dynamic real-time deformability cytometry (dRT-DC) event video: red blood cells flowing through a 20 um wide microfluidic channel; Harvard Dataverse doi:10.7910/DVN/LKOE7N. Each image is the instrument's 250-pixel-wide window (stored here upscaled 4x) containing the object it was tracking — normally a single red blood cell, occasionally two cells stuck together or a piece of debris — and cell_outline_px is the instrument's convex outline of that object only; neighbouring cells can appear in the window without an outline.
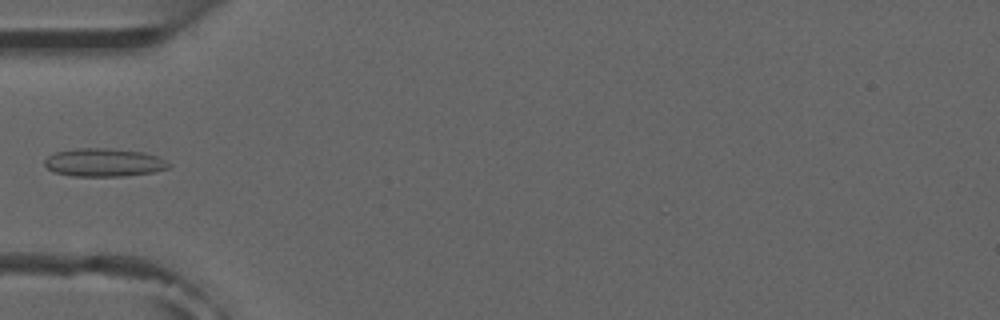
{"species": "common noctule bat (a hibernating species)", "species_latin": "Nyctalus noctula", "temperature_condition": "room temperature", "stored_images_in_passage": 6, "camera_frame_rate_fps": 3000, "um_per_image_px": 0.085, "animal": {"sex": "male", "forearm_length_mm": 52.5}, "frame": {"image": 1, "passage_image": 5, "time_ms": 4.667, "image_size_px": [1000, 320], "cell_outline_px": [[172, 164], [168, 168], [152, 172], [124, 176], [72, 176], [56, 172], [48, 168], [44, 164], [44, 160], [48, 156], [56, 152], [76, 148], [108, 148], [144, 152], [156, 156]], "centroid_in_image_um": [8.83, 13.81], "position_along_channel_um": 76.2, "area_um2": 20.29}}
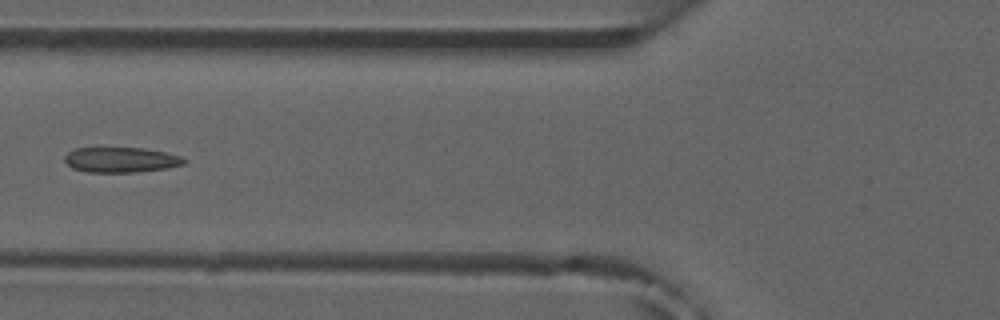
{"frame": {"image": 2, "passage_image": 6, "time_ms": 5.667, "image_size_px": [1000, 320], "cell_outline_px": [[188, 160], [184, 164], [164, 168], [136, 172], [88, 172], [72, 168], [64, 160], [64, 156], [68, 152], [76, 148], [144, 148], [164, 152], [180, 156]], "centroid_in_image_um": [10.26, 13.58], "position_along_channel_um": 115.5, "area_um2": 17.4}}